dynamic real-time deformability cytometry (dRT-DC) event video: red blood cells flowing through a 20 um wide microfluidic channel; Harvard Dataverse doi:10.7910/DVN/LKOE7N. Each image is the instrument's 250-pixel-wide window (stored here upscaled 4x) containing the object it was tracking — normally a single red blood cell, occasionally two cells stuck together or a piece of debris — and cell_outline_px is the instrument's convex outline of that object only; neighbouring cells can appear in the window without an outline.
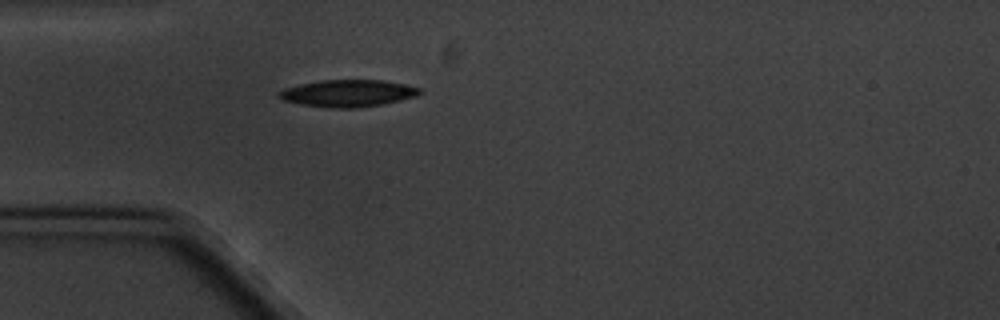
{"species": "common noctule bat (a hibernating species)", "species_latin": "Nyctalus noctula", "temperature_condition": "cold", "stored_images_in_passage": 4, "camera_frame_rate_fps": 3000, "um_per_image_px": 0.085, "animal": {"sex": "male", "body_mass_g": 20.1, "forearm_length_mm": 53.5}, "frame": {"image": 1, "passage_image": 4, "time_ms": 4.333, "image_size_px": [1000, 320], "cell_outline_px": [[424, 92], [416, 96], [400, 100], [380, 104], [356, 108], [332, 108], [300, 104], [284, 100], [276, 96], [276, 92], [284, 88], [300, 84], [320, 80], [384, 80], [404, 84], [420, 88]], "centroid_in_image_um": [29.55, 7.92], "position_along_channel_um": 55.5, "area_um2": 22.2}}